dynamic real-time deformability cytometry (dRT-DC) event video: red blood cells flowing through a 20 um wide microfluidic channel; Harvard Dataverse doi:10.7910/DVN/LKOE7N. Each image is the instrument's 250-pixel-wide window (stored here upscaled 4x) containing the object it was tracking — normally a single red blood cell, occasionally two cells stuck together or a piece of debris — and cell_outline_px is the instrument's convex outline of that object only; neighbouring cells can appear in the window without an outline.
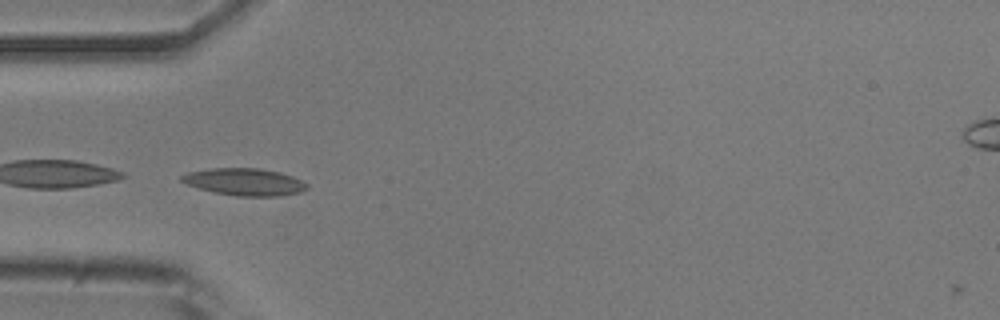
{"species": "common noctule bat (a hibernating species)", "species_latin": "Nyctalus noctula", "temperature_condition": "room temperature", "stored_images_in_passage": 34, "camera_frame_rate_fps": 3000, "um_per_image_px": 0.085, "animal": {"sex": "male", "body_mass_g": 20.5, "forearm_length_mm": 52.5}, "frame": {"image": 1, "passage_image": 1, "time_ms": 0.0, "image_size_px": [1000, 320], "cell_outline_px": [[308, 188], [300, 192], [280, 196], [236, 196], [216, 192], [200, 188], [188, 184], [180, 180], [180, 176], [188, 172], [212, 168], [256, 168], [280, 172], [292, 176], [308, 184]], "centroid_in_image_um": [20.81, 15.46], "position_along_channel_um": 64.2, "area_um2": 19.65}}
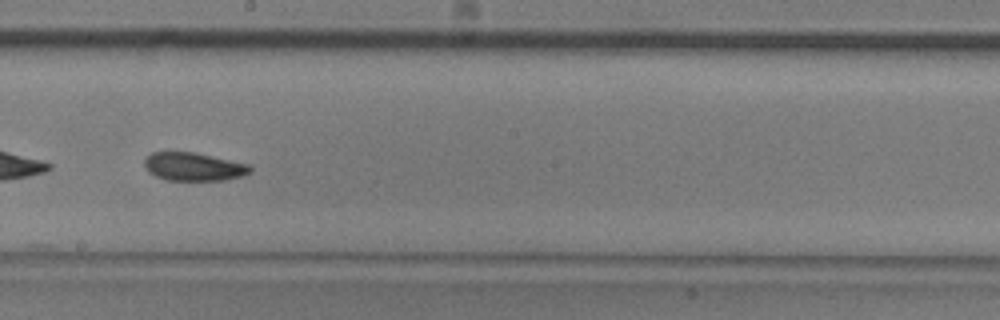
{"frame": {"image": 2, "passage_image": 14, "time_ms": 4.333, "image_size_px": [1000, 320], "cell_outline_px": [[252, 172], [244, 176], [224, 180], [168, 180], [156, 176], [148, 172], [144, 168], [144, 160], [152, 152], [196, 152], [252, 164]], "centroid_in_image_um": [16.52, 14.16], "position_along_channel_um": 231.7, "area_um2": 17.74}}
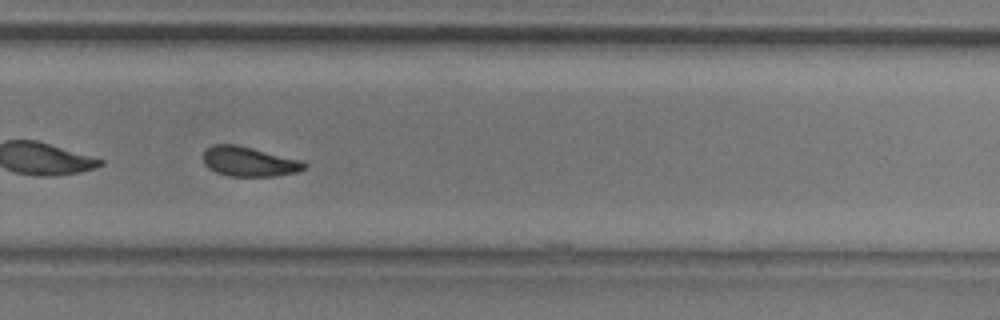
{"frame": {"image": 3, "passage_image": 20, "time_ms": 6.333, "image_size_px": [1000, 320], "cell_outline_px": [[308, 164], [304, 168], [296, 172], [276, 176], [228, 176], [216, 172], [208, 168], [204, 164], [204, 152], [212, 144], [236, 144], [300, 160]], "centroid_in_image_um": [21.14, 13.74], "position_along_channel_um": 308.7, "area_um2": 17.34}, "authors_computed_cell_mechanics": {"area_um2": 17.6868, "velocity_mm_per_s": 3.8683, "shape_relaxation_time_tau1_ms": 6.3627, "shape_relaxation_time_tau2_ms": 3.8087, "deformation_change_tau1": 0.1531, "deformation_change_tau2": 0.101}}